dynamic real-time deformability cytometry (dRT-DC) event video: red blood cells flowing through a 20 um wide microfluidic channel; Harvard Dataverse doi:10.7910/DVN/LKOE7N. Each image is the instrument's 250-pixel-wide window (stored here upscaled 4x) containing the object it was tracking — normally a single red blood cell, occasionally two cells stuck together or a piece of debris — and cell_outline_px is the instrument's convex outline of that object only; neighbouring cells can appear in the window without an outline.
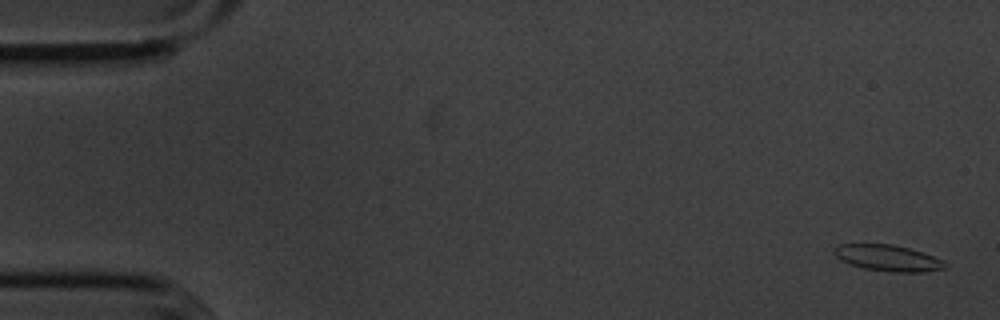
{"species": "common noctule bat (a hibernating species)", "species_latin": "Nyctalus noctula", "temperature_condition": "cold", "stored_images_in_passage": 15, "camera_frame_rate_fps": 3000, "um_per_image_px": 0.085, "animal": {"sex": "male", "body_mass_g": 20.1, "forearm_length_mm": 53.5}, "frame": {"image": 1, "passage_image": 2, "time_ms": 0.333, "image_size_px": [1000, 320], "cell_outline_px": [[948, 264], [944, 268], [924, 272], [892, 272], [864, 268], [848, 264], [840, 260], [836, 256], [836, 248], [840, 244], [892, 244], [924, 252]], "centroid_in_image_um": [75.48, 21.93], "position_along_channel_um": 9.5, "area_um2": 16.7}}
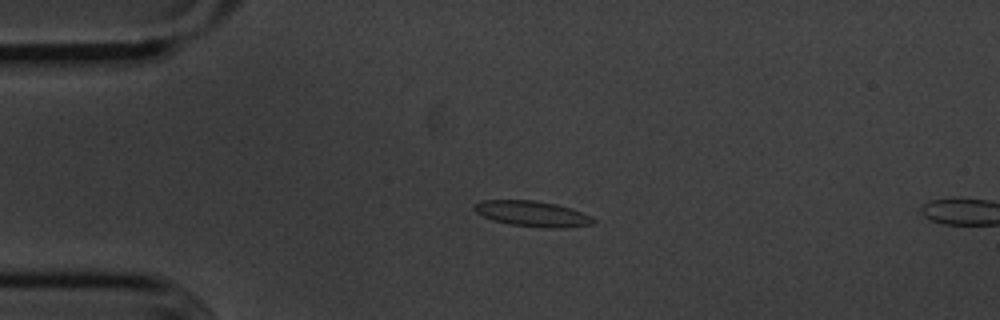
{"frame": {"image": 2, "passage_image": 13, "time_ms": 4.0, "image_size_px": [1000, 320], "cell_outline_px": [[596, 220], [592, 224], [564, 228], [548, 228], [508, 224], [484, 216], [476, 212], [472, 208], [472, 204], [480, 200], [536, 200], [556, 204], [572, 208], [592, 216]], "centroid_in_image_um": [45.26, 18.16], "position_along_channel_um": 39.7, "area_um2": 17.86}}